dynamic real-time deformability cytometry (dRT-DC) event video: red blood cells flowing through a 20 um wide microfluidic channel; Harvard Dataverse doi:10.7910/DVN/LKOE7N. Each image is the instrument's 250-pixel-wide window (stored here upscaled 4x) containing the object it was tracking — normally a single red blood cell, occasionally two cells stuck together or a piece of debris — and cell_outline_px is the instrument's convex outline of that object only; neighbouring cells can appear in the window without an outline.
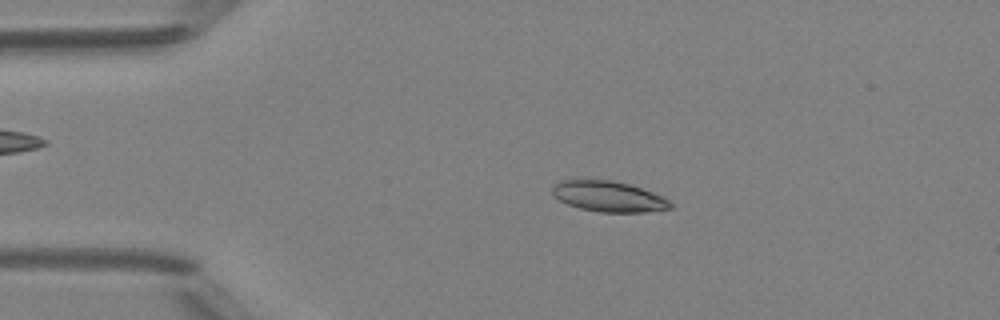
{"species": "Egyptian fruit bat (a non-hibernating species)", "species_latin": "Rousettus aegyptiacus", "temperature_condition": "room temperature", "stored_images_in_passage": 39, "camera_frame_rate_fps": 3000, "um_per_image_px": 0.085, "animal": {"sex": "female"}, "frame": {"image": 1, "passage_image": 10, "time_ms": 3.0, "image_size_px": [1000, 320], "cell_outline_px": [[672, 208], [644, 212], [600, 212], [580, 208], [568, 204], [552, 196], [552, 188], [560, 180], [612, 180], [632, 184], [664, 196], [672, 204]], "centroid_in_image_um": [51.75, 16.69], "position_along_channel_um": 33.2, "area_um2": 21.15}}
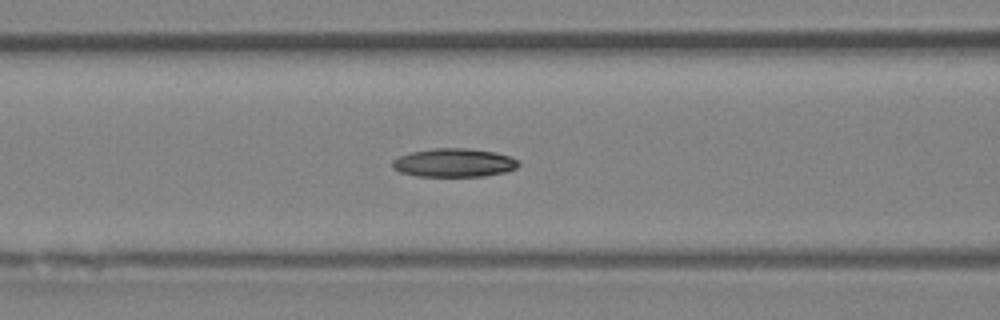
{"frame": {"image": 2, "passage_image": 20, "time_ms": 6.333, "image_size_px": [1000, 320], "cell_outline_px": [[520, 164], [516, 168], [504, 172], [484, 176], [416, 176], [400, 172], [392, 168], [392, 160], [400, 156], [412, 152], [432, 148], [464, 148], [496, 152], [520, 160]], "centroid_in_image_um": [38.59, 13.83], "position_along_channel_um": 128.0, "area_um2": 20.98}}
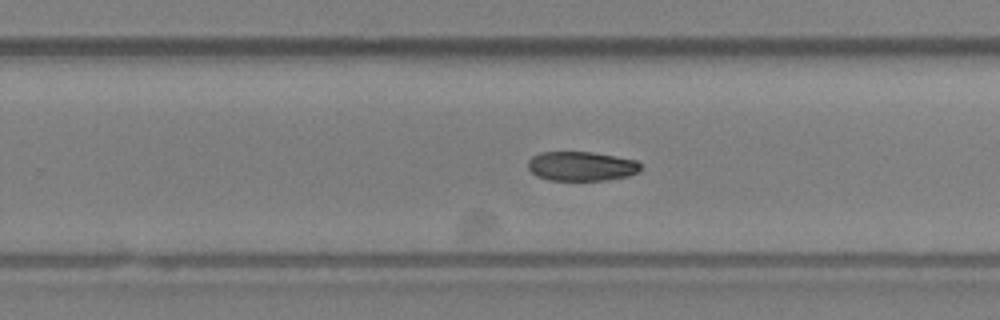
{"frame": {"image": 3, "passage_image": 31, "time_ms": 10.0, "image_size_px": [1000, 320], "cell_outline_px": [[640, 172], [628, 176], [608, 180], [548, 180], [536, 176], [528, 168], [528, 160], [532, 156], [540, 152], [592, 152], [636, 160], [640, 164]], "centroid_in_image_um": [49.41, 14.13], "position_along_channel_um": 280.4, "area_um2": 19.36}}